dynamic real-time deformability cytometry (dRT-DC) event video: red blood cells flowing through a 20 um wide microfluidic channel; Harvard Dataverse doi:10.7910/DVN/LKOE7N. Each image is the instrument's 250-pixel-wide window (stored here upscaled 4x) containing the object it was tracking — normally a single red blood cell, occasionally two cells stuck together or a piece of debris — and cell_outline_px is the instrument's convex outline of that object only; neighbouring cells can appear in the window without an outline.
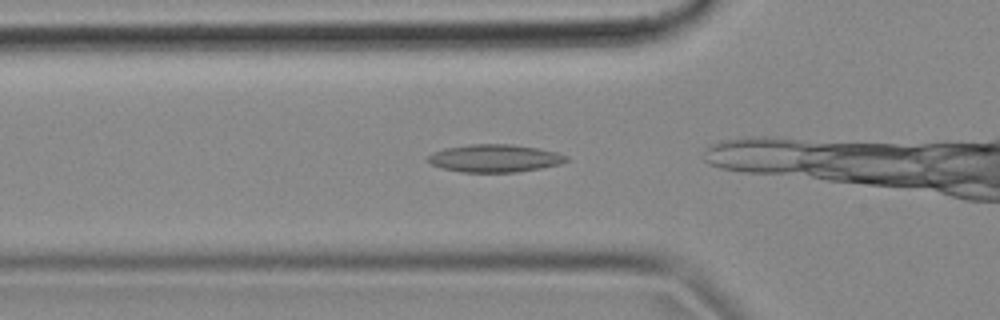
{"species": "common noctule bat (a hibernating species)", "species_latin": "Nyctalus noctula", "temperature_condition": "cold", "stored_images_in_passage": 30, "camera_frame_rate_fps": 3000, "um_per_image_px": 0.085, "animal": {"sex": "female", "body_mass_g": 18.4}, "frame": {"image": 1, "passage_image": 9, "time_ms": 2.667, "image_size_px": [1000, 320], "cell_outline_px": [[568, 160], [560, 164], [540, 168], [516, 172], [460, 172], [440, 168], [432, 164], [428, 160], [428, 156], [432, 152], [444, 148], [472, 144], [512, 144], [536, 148], [556, 152], [568, 156]], "centroid_in_image_um": [42.03, 13.45], "position_along_channel_um": 83.8, "area_um2": 22.31}}